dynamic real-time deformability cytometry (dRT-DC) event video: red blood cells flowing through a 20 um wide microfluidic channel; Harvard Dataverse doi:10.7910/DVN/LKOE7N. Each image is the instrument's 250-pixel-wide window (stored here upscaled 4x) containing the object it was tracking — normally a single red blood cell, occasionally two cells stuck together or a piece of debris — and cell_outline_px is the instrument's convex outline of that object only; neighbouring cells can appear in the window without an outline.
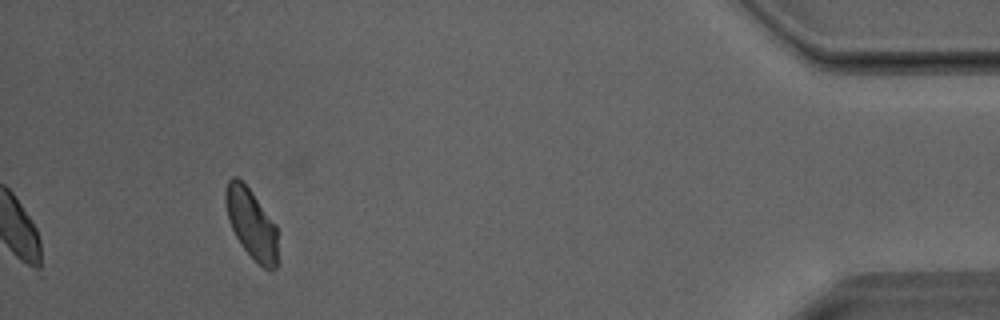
{"species": "Egyptian fruit bat (a non-hibernating species)", "species_latin": "Rousettus aegyptiacus", "temperature_condition": "room temperature", "stored_images_in_passage": 33, "camera_frame_rate_fps": 3000, "um_per_image_px": 0.085, "animal": {"sex": "male"}, "frame": {"image": 1, "passage_image": 33, "time_ms": 10.667, "image_size_px": [1000, 320], "cell_outline_px": [[276, 268], [264, 268], [244, 248], [236, 236], [228, 220], [224, 200], [224, 192], [228, 180], [232, 176], [236, 176], [248, 188], [276, 224]], "centroid_in_image_um": [21.33, 18.95], "position_along_channel_um": 413.9, "area_um2": 20.69}}